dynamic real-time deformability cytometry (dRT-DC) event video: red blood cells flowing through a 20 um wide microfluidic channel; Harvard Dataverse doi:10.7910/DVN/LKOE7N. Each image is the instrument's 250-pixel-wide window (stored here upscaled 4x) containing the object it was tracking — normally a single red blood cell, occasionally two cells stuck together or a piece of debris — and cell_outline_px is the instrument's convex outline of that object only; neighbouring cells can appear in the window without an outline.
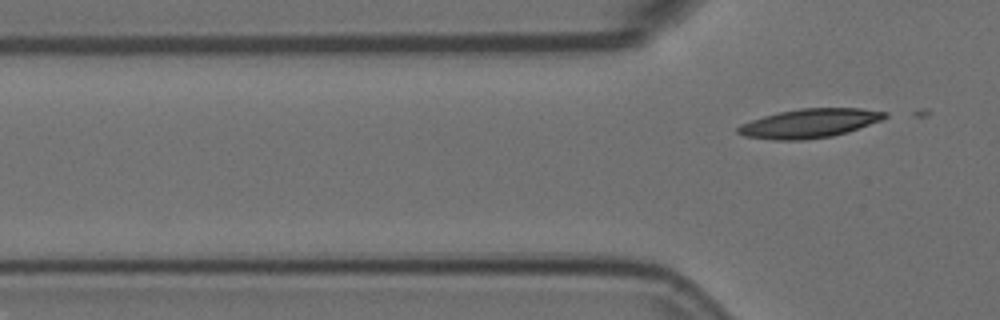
{"species": "Egyptian fruit bat (a non-hibernating species)", "species_latin": "Rousettus aegyptiacus", "temperature_condition": "room temperature", "stored_images_in_passage": 6, "segment_of_instrument_passage": [2, 2], "camera_frame_rate_fps": 3000, "um_per_image_px": 0.085, "animal": {"sex": "female"}, "frame": {"image": 1, "passage_image": 6, "time_ms": 1.667, "image_size_px": [1000, 320], "cell_outline_px": [[888, 116], [880, 120], [848, 132], [832, 136], [804, 140], [772, 140], [744, 136], [736, 132], [736, 128], [740, 124], [764, 116], [780, 112], [800, 108], [860, 108], [888, 112]], "centroid_in_image_um": [68.79, 10.48], "position_along_channel_um": 57.0, "area_um2": 24.8}}